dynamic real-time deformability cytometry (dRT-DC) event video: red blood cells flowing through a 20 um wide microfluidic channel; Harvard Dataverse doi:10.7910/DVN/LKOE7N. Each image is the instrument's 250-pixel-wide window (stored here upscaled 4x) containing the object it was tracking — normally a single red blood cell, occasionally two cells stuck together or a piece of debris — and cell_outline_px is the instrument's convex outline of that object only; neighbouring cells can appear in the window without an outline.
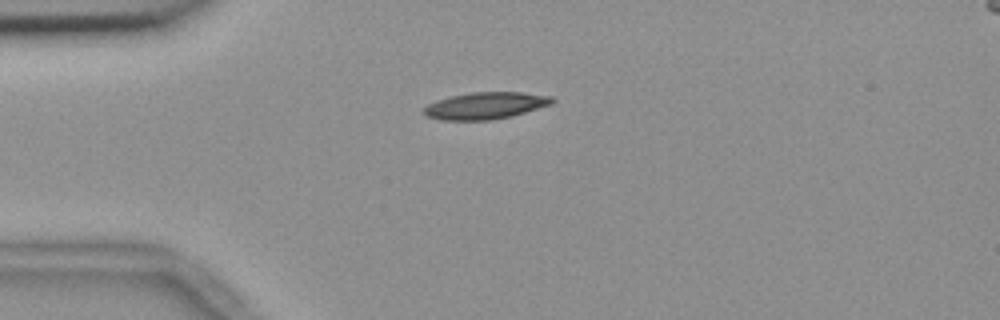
{"species": "common noctule bat (a hibernating species)", "species_latin": "Nyctalus noctula", "temperature_condition": "room temperature", "stored_images_in_passage": 5, "camera_frame_rate_fps": 3000, "um_per_image_px": 0.085, "animal": {"sex": "female", "body_mass_g": 18.4}, "frame": {"image": 1, "passage_image": 1, "time_ms": 0.0, "image_size_px": [1000, 320], "cell_outline_px": [[556, 100], [552, 104], [512, 116], [492, 120], [440, 120], [424, 116], [420, 112], [428, 104], [452, 96], [472, 92], [520, 92], [552, 96]], "centroid_in_image_um": [41.26, 8.99], "position_along_channel_um": 43.7, "area_um2": 20.17}}
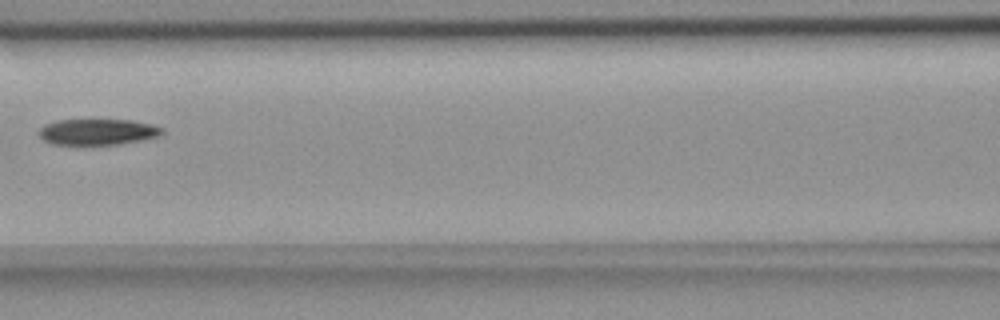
{"frame": {"image": 2, "passage_image": 4, "time_ms": 1.0, "image_size_px": [1000, 320], "cell_outline_px": [[164, 132], [156, 136], [140, 140], [120, 144], [52, 144], [44, 140], [40, 136], [40, 128], [44, 124], [56, 120], [132, 120], [152, 124], [164, 128]], "centroid_in_image_um": [8.3, 11.2], "position_along_channel_um": 158.3, "area_um2": 18.5}}
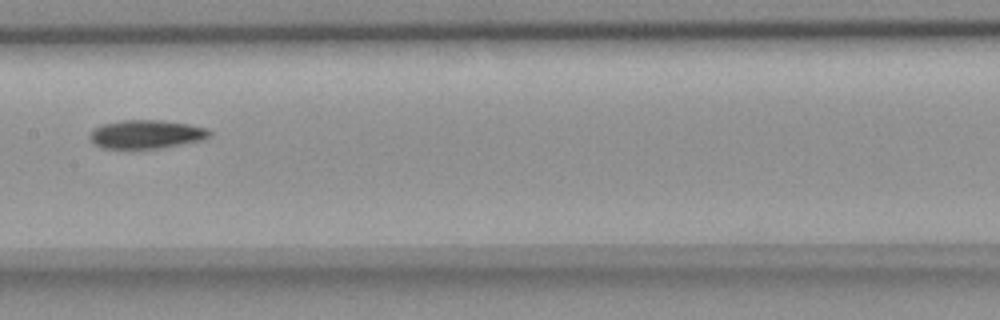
{"frame": {"image": 3, "passage_image": 5, "time_ms": 1.333, "image_size_px": [1000, 320], "cell_outline_px": [[212, 132], [204, 140], [160, 148], [104, 148], [96, 144], [88, 136], [92, 128], [104, 124], [120, 120], [160, 120], [188, 124], [208, 128]], "centroid_in_image_um": [12.44, 11.4], "position_along_channel_um": 195.0, "area_um2": 19.88}}